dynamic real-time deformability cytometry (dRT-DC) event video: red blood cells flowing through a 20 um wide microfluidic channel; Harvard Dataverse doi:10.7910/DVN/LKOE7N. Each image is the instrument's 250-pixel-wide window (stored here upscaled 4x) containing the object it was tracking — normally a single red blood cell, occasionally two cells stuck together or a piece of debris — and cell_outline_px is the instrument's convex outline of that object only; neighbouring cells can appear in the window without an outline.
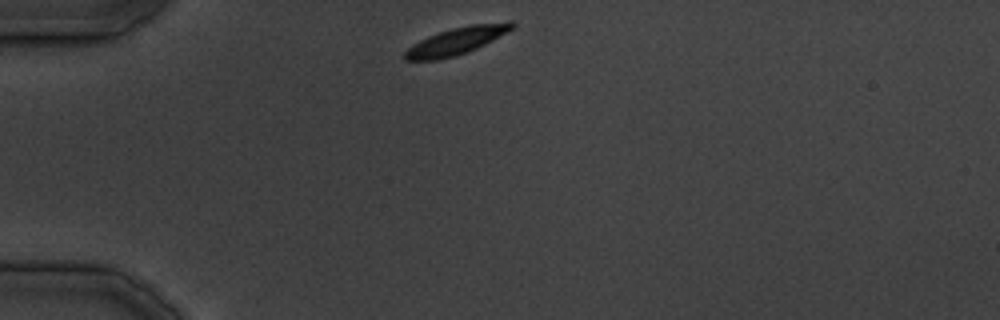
{"species": "common noctule bat (a hibernating species)", "species_latin": "Nyctalus noctula", "temperature_condition": "cold", "stored_images_in_passage": 29, "camera_frame_rate_fps": 3000, "um_per_image_px": 0.085, "animal": {"sex": "male", "body_mass_g": 19.5, "forearm_length_mm": 54.6}, "frame": {"image": 1, "passage_image": 1, "time_ms": 0.0, "image_size_px": [1000, 320], "cell_outline_px": [[516, 24], [512, 28], [492, 40], [476, 48], [452, 56], [436, 60], [404, 60], [404, 52], [412, 44], [428, 36], [452, 28], [472, 24], [508, 20], [512, 20]], "centroid_in_image_um": [38.8, 3.45], "position_along_channel_um": 46.2, "area_um2": 16.7}}
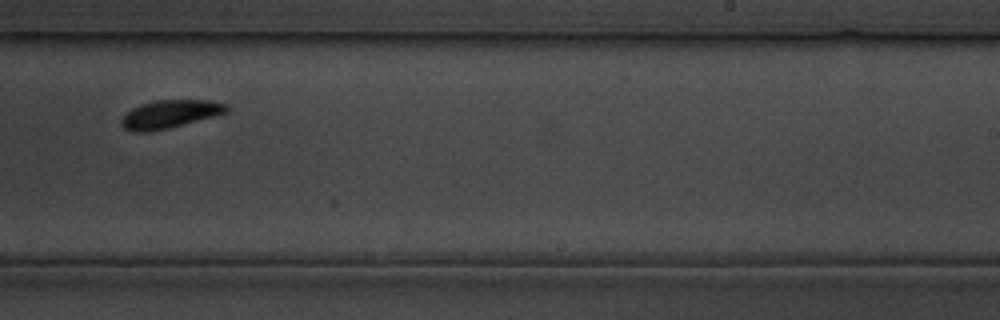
{"frame": {"image": 2, "passage_image": 15, "time_ms": 18.0, "image_size_px": [1000, 320], "cell_outline_px": [[228, 112], [216, 116], [168, 128], [148, 132], [132, 132], [124, 128], [120, 124], [120, 120], [132, 108], [156, 100], [208, 100], [228, 104]], "centroid_in_image_um": [14.46, 9.71], "position_along_channel_um": 274.5, "area_um2": 17.17}}
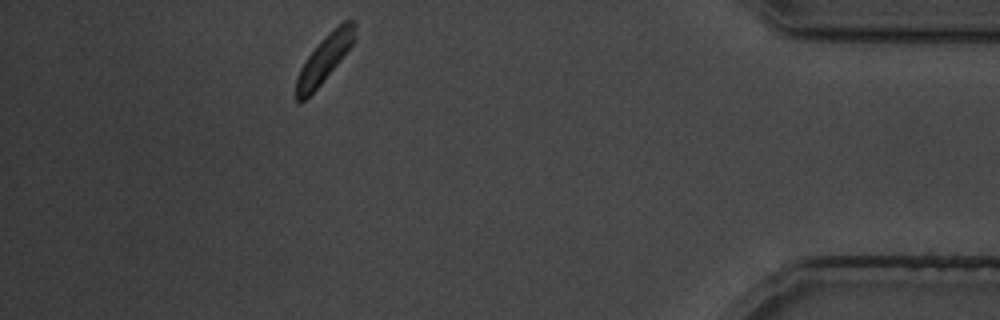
{"frame": {"image": 3, "passage_image": 25, "time_ms": 30.333, "image_size_px": [1000, 320], "cell_outline_px": [[356, 40], [320, 84], [304, 100], [296, 100], [296, 80], [300, 68], [308, 56], [320, 40], [328, 32], [344, 20], [352, 20], [356, 24]], "centroid_in_image_um": [27.61, 4.92], "position_along_channel_um": 407.6, "area_um2": 15.78}}